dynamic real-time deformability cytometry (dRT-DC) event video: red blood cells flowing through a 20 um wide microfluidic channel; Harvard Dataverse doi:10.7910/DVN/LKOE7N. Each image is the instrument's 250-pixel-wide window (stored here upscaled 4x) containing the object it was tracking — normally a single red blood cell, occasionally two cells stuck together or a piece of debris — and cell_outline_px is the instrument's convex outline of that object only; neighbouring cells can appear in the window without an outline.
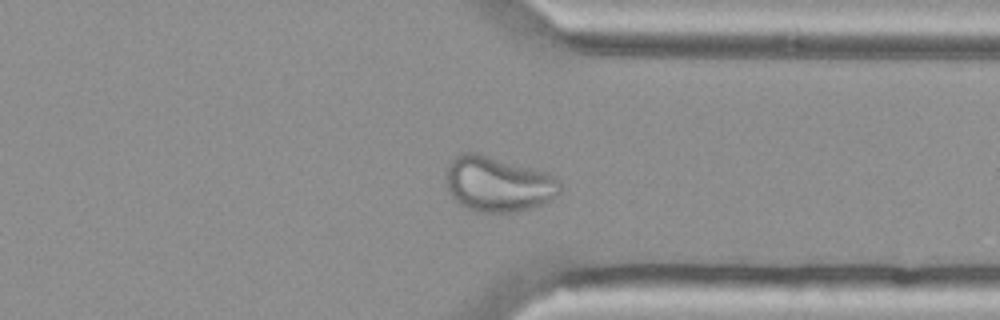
{"species": "Egyptian fruit bat (a non-hibernating species)", "species_latin": "Rousettus aegyptiacus", "temperature_condition": "cold", "stored_images_in_passage": 46, "camera_frame_rate_fps": 3000, "um_per_image_px": 0.085, "animal": {"sex": "female"}, "frame": {"image": 1, "passage_image": 33, "time_ms": 10.667, "image_size_px": [1000, 320], "cell_outline_px": [[560, 192], [556, 196], [540, 204], [516, 212], [476, 212], [460, 204], [452, 196], [444, 180], [444, 172], [448, 164], [460, 152], [480, 152], [548, 172], [556, 176], [560, 184]], "centroid_in_image_um": [42.3, 15.6], "position_along_channel_um": 369.1, "area_um2": 37.17}}